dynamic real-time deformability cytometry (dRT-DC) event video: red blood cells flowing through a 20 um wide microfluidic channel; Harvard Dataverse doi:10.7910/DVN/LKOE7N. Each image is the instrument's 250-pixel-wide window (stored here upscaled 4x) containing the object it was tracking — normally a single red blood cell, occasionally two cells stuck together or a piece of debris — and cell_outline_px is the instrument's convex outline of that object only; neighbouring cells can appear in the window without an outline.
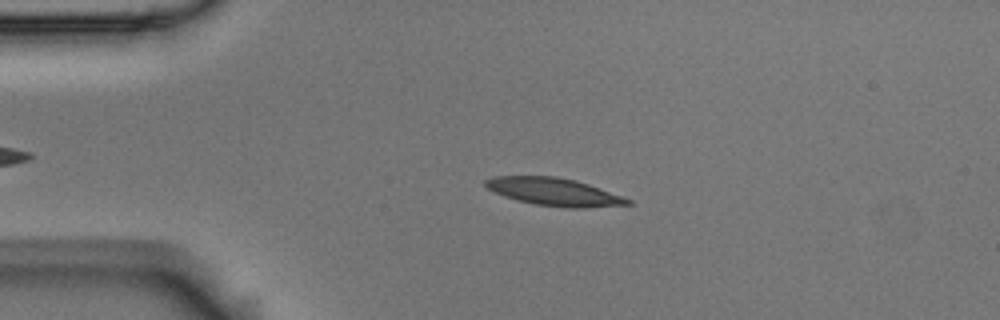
{"species": "Egyptian fruit bat (a non-hibernating species)", "species_latin": "Rousettus aegyptiacus", "temperature_condition": "room temperature", "stored_images_in_passage": 3, "camera_frame_rate_fps": 3000, "um_per_image_px": 0.085, "animal": {"sex": "male"}, "frame": {"image": 1, "passage_image": 2, "time_ms": 0.333, "image_size_px": [1000, 320], "cell_outline_px": [[632, 204], [588, 208], [564, 208], [536, 204], [516, 200], [504, 196], [488, 188], [484, 184], [484, 180], [492, 176], [556, 176], [576, 180], [624, 196], [632, 200]], "centroid_in_image_um": [47.13, 16.31], "position_along_channel_um": 37.9, "area_um2": 23.12}}